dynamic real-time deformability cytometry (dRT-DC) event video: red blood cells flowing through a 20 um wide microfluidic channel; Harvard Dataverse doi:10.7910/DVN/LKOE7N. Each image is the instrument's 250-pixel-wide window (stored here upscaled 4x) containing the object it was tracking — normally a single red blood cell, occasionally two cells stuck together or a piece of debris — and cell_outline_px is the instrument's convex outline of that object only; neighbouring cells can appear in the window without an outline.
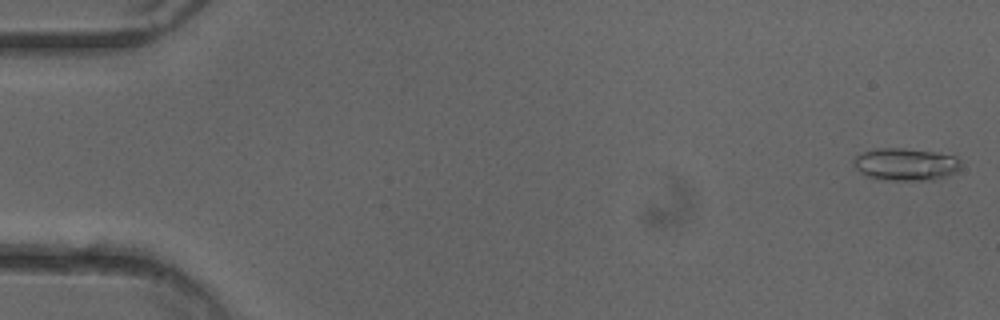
{"species": "common noctule bat (a hibernating species)", "species_latin": "Nyctalus noctula", "temperature_condition": "cold", "stored_images_in_passage": 13, "camera_frame_rate_fps": 3000, "um_per_image_px": 0.085, "animal": {"sex": "female"}, "frame": {"image": 1, "passage_image": 1, "time_ms": 0.0, "image_size_px": [1000, 320], "cell_outline_px": [[960, 168], [956, 172], [940, 180], [892, 180], [868, 176], [860, 172], [852, 164], [852, 160], [860, 152], [876, 148], [904, 148], [936, 152], [956, 156], [960, 160]], "centroid_in_image_um": [77.0, 13.96], "position_along_channel_um": 8.0, "area_um2": 20.52}}